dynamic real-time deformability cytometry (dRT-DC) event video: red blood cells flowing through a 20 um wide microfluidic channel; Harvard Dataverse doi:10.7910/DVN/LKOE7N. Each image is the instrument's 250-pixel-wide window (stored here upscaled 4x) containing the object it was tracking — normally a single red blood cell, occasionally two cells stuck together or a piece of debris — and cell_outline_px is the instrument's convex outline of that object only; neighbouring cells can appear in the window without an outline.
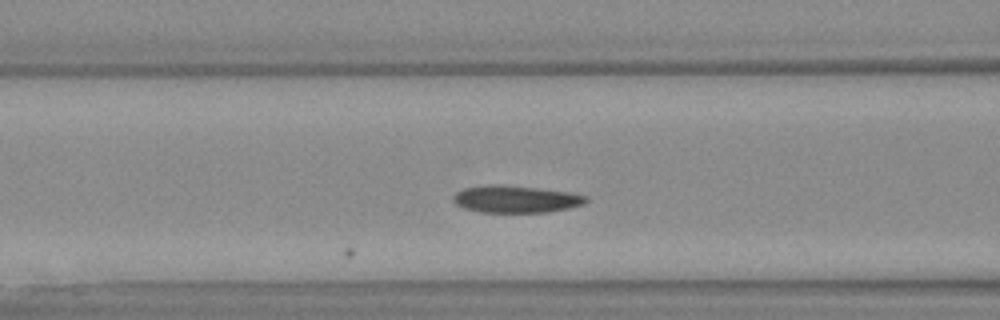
{"species": "Egyptian fruit bat (a non-hibernating species)", "species_latin": "Rousettus aegyptiacus", "temperature_condition": "warm", "stored_images_in_passage": 6, "camera_frame_rate_fps": 3000, "um_per_image_px": 0.085, "animal": {"sex": "female"}, "frame": {"image": 1, "passage_image": 6, "time_ms": 1.667, "image_size_px": [1000, 320], "cell_outline_px": [[588, 200], [584, 204], [568, 208], [548, 212], [480, 212], [464, 208], [456, 204], [452, 200], [452, 196], [456, 192], [464, 188], [488, 184], [500, 184], [540, 188], [568, 192], [588, 196]], "centroid_in_image_um": [43.82, 16.91], "position_along_channel_um": 122.8, "area_um2": 21.15}}